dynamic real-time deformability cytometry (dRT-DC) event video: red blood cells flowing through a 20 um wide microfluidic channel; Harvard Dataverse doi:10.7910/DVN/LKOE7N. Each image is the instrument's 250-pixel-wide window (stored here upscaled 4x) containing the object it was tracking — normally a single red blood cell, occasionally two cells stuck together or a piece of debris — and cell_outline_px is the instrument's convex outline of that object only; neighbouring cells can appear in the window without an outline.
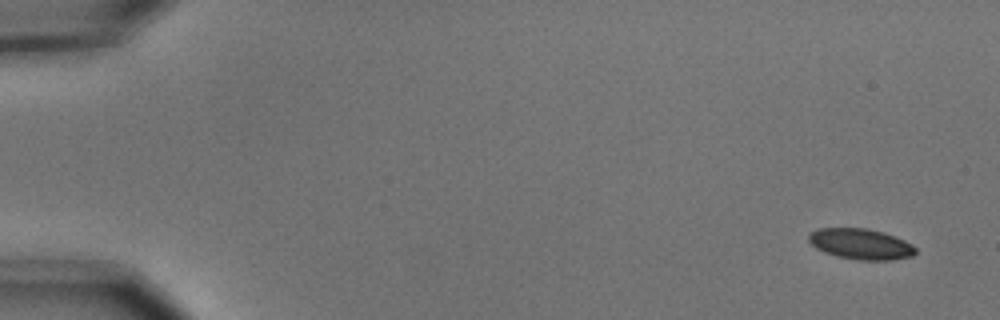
{"species": "common noctule bat (a hibernating species)", "species_latin": "Nyctalus noctula", "temperature_condition": "cold", "stored_images_in_passage": 7, "camera_frame_rate_fps": 3000, "um_per_image_px": 0.085, "animal": {"sex": "male", "body_mass_g": 15.6}, "frame": {"image": 1, "passage_image": 1, "time_ms": 0.0, "image_size_px": [1000, 320], "cell_outline_px": [[916, 252], [912, 256], [892, 260], [860, 260], [836, 256], [824, 252], [816, 248], [808, 240], [808, 232], [820, 228], [868, 228], [884, 232], [896, 236], [912, 244], [916, 248]], "centroid_in_image_um": [73.16, 20.73], "position_along_channel_um": 11.8, "area_um2": 19.31}}
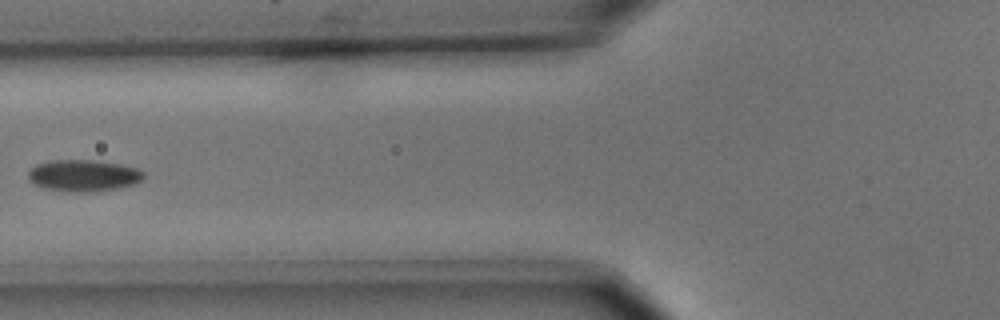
{"frame": {"image": 2, "passage_image": 6, "time_ms": 1.667, "image_size_px": [1000, 320], "cell_outline_px": [[144, 176], [136, 184], [116, 188], [88, 192], [72, 192], [44, 188], [36, 184], [28, 176], [28, 172], [36, 164], [52, 160], [92, 160], [116, 164], [136, 168], [144, 172]], "centroid_in_image_um": [7.09, 14.92], "position_along_channel_um": 118.7, "area_um2": 20.92}}
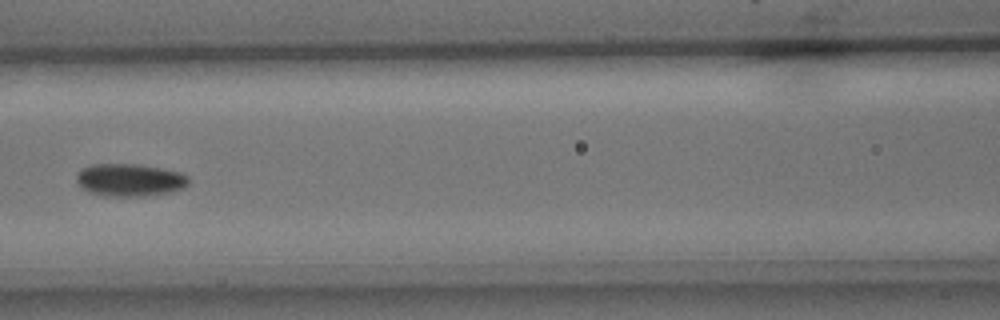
{"frame": {"image": 3, "passage_image": 7, "time_ms": 2.0, "image_size_px": [1000, 320], "cell_outline_px": [[188, 184], [184, 188], [172, 192], [144, 196], [104, 196], [88, 192], [76, 180], [76, 176], [84, 168], [92, 164], [136, 164], [160, 168], [180, 172], [188, 176]], "centroid_in_image_um": [11.06, 15.31], "position_along_channel_um": 155.5, "area_um2": 21.21}}